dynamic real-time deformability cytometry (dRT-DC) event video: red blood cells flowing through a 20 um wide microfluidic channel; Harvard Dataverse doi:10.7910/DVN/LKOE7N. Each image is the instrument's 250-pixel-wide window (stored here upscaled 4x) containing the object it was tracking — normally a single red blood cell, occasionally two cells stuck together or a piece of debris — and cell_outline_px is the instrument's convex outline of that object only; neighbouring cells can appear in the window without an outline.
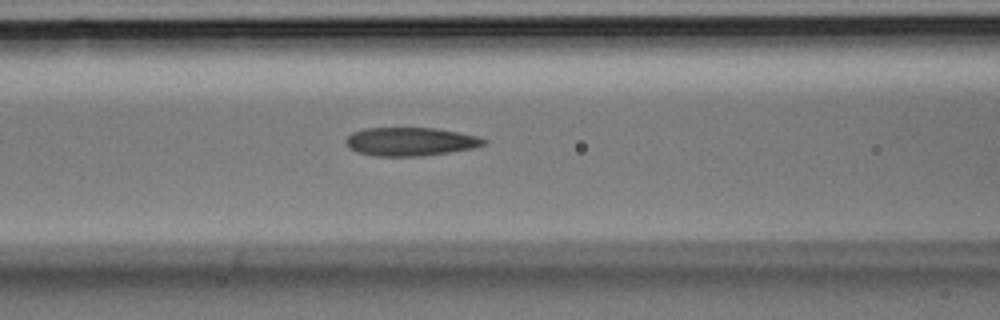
{"species": "Egyptian fruit bat (a non-hibernating species)", "species_latin": "Rousettus aegyptiacus", "temperature_condition": "room temperature", "stored_images_in_passage": 24, "camera_frame_rate_fps": 3000, "um_per_image_px": 0.085, "animal": {"sex": "male"}, "frame": {"image": 1, "passage_image": 5, "time_ms": 1.333, "image_size_px": [1000, 320], "cell_outline_px": [[488, 144], [472, 148], [448, 152], [420, 156], [372, 156], [356, 152], [348, 148], [344, 140], [352, 132], [364, 128], [436, 128], [460, 132], [480, 136], [488, 140]], "centroid_in_image_um": [34.89, 12.03], "position_along_channel_um": 131.7, "area_um2": 23.18}}
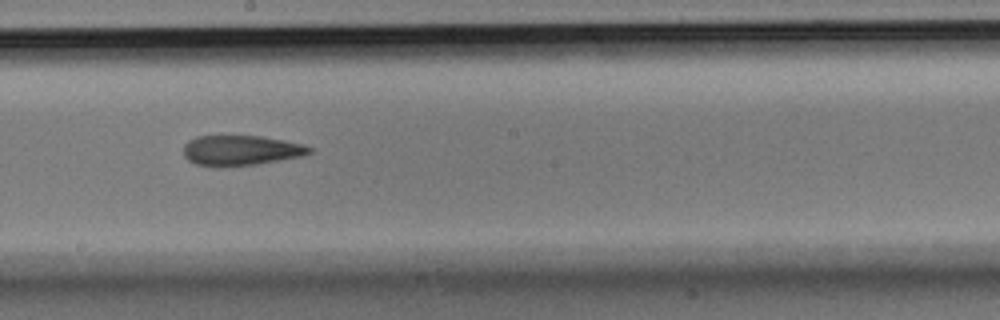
{"frame": {"image": 2, "passage_image": 10, "time_ms": 3.0, "image_size_px": [1000, 320], "cell_outline_px": [[312, 152], [304, 156], [256, 164], [224, 168], [216, 168], [196, 164], [188, 160], [184, 156], [184, 144], [188, 140], [196, 136], [260, 136], [284, 140], [304, 144], [312, 148]], "centroid_in_image_um": [20.46, 12.8], "position_along_channel_um": 227.7, "area_um2": 22.54}}
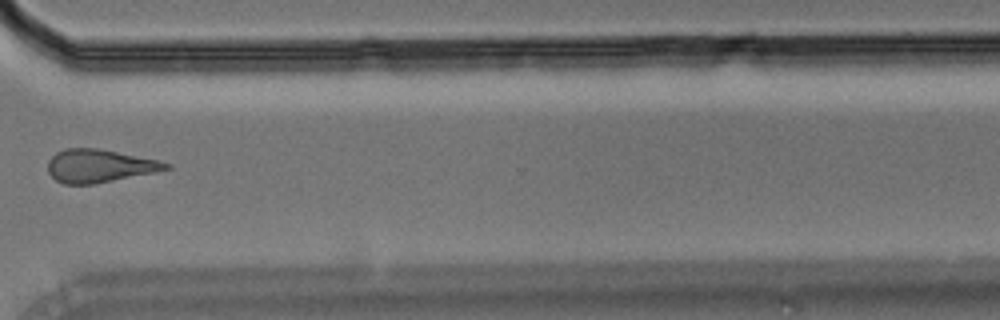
{"frame": {"image": 3, "passage_image": 17, "time_ms": 5.333, "image_size_px": [1000, 320], "cell_outline_px": [[172, 168], [156, 172], [92, 184], [64, 184], [56, 180], [48, 172], [48, 160], [56, 152], [64, 148], [100, 148], [160, 160], [172, 164]], "centroid_in_image_um": [8.47, 14.08], "position_along_channel_um": 362.1, "area_um2": 22.89}}